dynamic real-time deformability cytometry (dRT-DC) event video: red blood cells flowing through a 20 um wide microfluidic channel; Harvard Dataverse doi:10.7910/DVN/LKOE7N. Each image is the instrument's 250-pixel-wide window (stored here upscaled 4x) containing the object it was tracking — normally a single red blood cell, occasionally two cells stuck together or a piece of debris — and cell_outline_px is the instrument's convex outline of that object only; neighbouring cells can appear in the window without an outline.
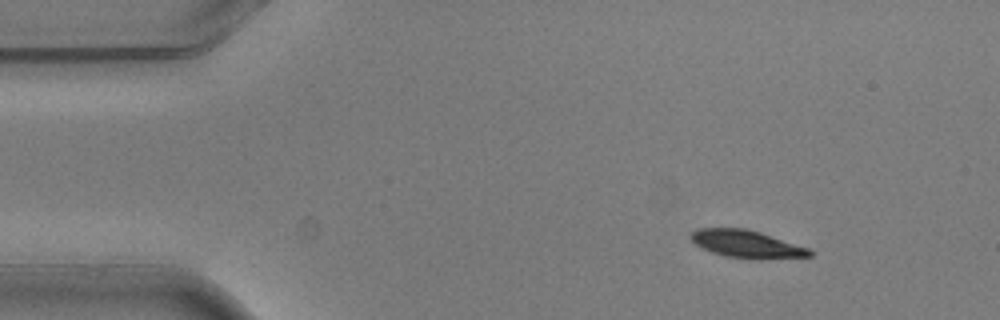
{"species": "common noctule bat (a hibernating species)", "species_latin": "Nyctalus noctula", "temperature_condition": "warm", "stored_images_in_passage": 3, "camera_frame_rate_fps": 3000, "um_per_image_px": 0.085, "animal": {"sex": "male", "body_mass_g": 20.5, "forearm_length_mm": 52.5}, "frame": {"image": 1, "passage_image": 1, "time_ms": 0.0, "image_size_px": [1000, 320], "cell_outline_px": [[812, 256], [760, 260], [724, 256], [712, 252], [696, 244], [688, 236], [696, 228], [744, 228], [760, 232], [808, 248], [812, 252]], "centroid_in_image_um": [63.46, 20.75], "position_along_channel_um": 21.5, "area_um2": 19.07}}